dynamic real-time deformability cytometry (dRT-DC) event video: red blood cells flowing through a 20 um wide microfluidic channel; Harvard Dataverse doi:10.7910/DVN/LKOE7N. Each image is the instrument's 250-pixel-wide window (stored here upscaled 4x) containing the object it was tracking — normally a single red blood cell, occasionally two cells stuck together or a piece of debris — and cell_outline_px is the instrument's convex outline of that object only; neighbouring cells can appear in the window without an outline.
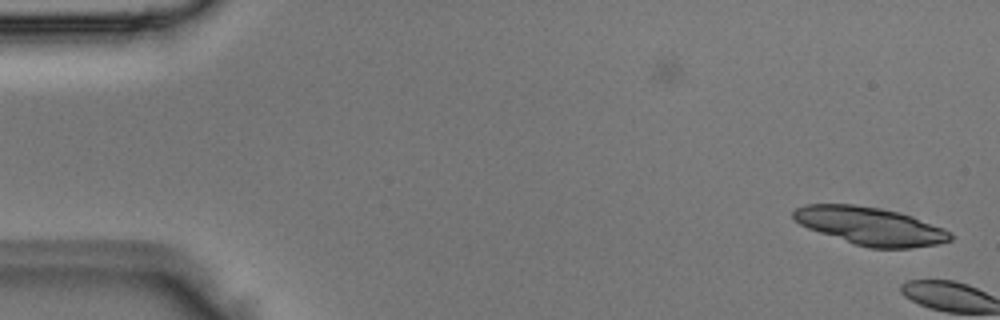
{"species": "Egyptian fruit bat (a non-hibernating species)", "species_latin": "Rousettus aegyptiacus", "temperature_condition": "room temperature", "stored_images_in_passage": 4, "segment_of_instrument_passage": [2, 2], "camera_frame_rate_fps": 3000, "um_per_image_px": 0.085, "animal": {"sex": "male"}, "frame": {"image": 1, "passage_image": 4, "time_ms": 1.0, "image_size_px": [1000, 320], "cell_outline_px": [[952, 240], [940, 244], [912, 248], [868, 248], [808, 228], [800, 224], [792, 216], [792, 212], [796, 208], [804, 204], [852, 204], [876, 208], [896, 212], [912, 216], [944, 228], [952, 232]], "centroid_in_image_um": [74.01, 19.22], "position_along_channel_um": 11.0, "area_um2": 34.39}}